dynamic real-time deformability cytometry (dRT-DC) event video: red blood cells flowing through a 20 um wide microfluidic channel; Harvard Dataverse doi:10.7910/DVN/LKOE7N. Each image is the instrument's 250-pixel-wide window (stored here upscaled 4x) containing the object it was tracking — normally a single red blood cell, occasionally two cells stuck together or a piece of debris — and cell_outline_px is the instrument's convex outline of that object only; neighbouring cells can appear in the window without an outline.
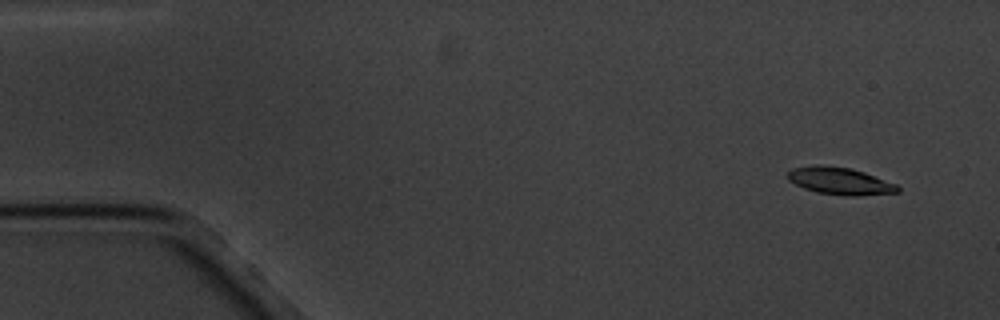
{"species": "common noctule bat (a hibernating species)", "species_latin": "Nyctalus noctula", "temperature_condition": "cold", "stored_images_in_passage": 10, "camera_frame_rate_fps": 3000, "um_per_image_px": 0.085, "animal": {"sex": "male", "body_mass_g": 20.1, "forearm_length_mm": 53.5}, "frame": {"image": 1, "passage_image": 2, "time_ms": 1.0, "image_size_px": [1000, 320], "cell_outline_px": [[900, 192], [856, 196], [844, 196], [816, 192], [804, 188], [788, 180], [788, 172], [792, 168], [812, 164], [820, 164], [848, 168], [864, 172], [896, 184], [900, 188]], "centroid_in_image_um": [71.37, 15.38], "position_along_channel_um": 13.6, "area_um2": 17.51}}
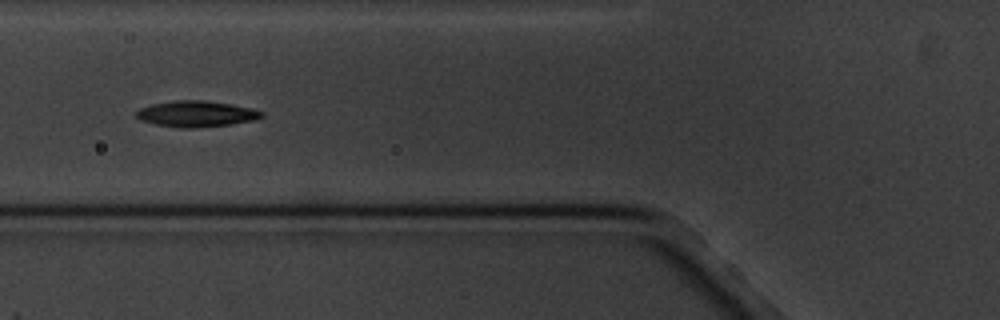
{"frame": {"image": 2, "passage_image": 7, "time_ms": 7.0, "image_size_px": [1000, 320], "cell_outline_px": [[264, 116], [256, 120], [232, 124], [192, 128], [180, 128], [156, 124], [140, 120], [136, 116], [136, 112], [140, 108], [152, 104], [176, 100], [204, 100], [232, 104], [252, 108], [264, 112]], "centroid_in_image_um": [16.72, 9.67], "position_along_channel_um": 109.1, "area_um2": 19.07}}
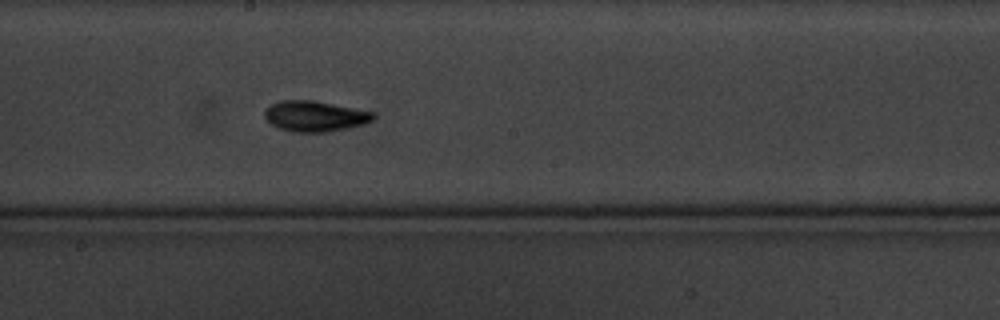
{"frame": {"image": 3, "passage_image": 10, "time_ms": 10.333, "image_size_px": [1000, 320], "cell_outline_px": [[376, 116], [372, 120], [364, 124], [348, 128], [328, 132], [292, 132], [280, 128], [272, 124], [264, 116], [264, 112], [272, 104], [280, 100], [312, 100], [376, 112]], "centroid_in_image_um": [26.8, 9.88], "position_along_channel_um": 221.4, "area_um2": 19.36}}